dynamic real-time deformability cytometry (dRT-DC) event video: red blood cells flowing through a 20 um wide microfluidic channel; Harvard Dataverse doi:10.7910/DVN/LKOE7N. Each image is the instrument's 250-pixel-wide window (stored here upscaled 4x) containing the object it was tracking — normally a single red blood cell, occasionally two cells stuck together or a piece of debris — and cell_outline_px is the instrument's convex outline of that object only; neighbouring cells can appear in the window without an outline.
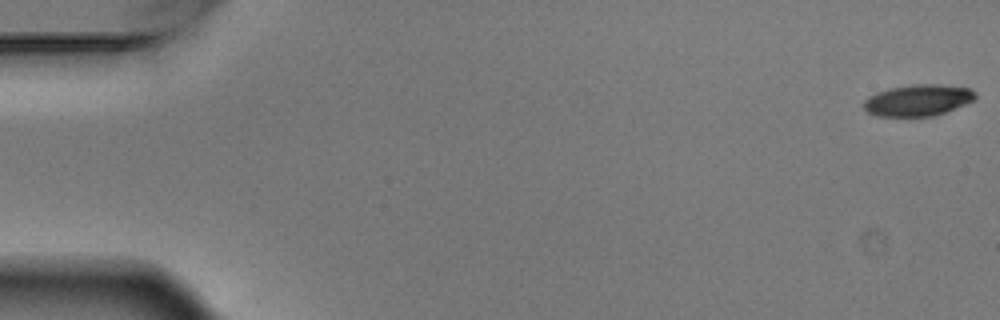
{"species": "Egyptian fruit bat (a non-hibernating species)", "species_latin": "Rousettus aegyptiacus", "temperature_condition": "warm", "stored_images_in_passage": 9, "camera_frame_rate_fps": 3000, "um_per_image_px": 0.085, "animal": {"sex": "male"}, "frame": {"image": 1, "passage_image": 1, "time_ms": 0.0, "image_size_px": [1000, 320], "cell_outline_px": [[976, 96], [972, 100], [964, 104], [944, 112], [932, 116], [876, 116], [868, 112], [864, 108], [864, 100], [868, 96], [876, 92], [888, 88], [912, 84], [940, 84], [968, 88], [976, 92]], "centroid_in_image_um": [77.98, 8.51], "position_along_channel_um": 7.0, "area_um2": 20.35}}
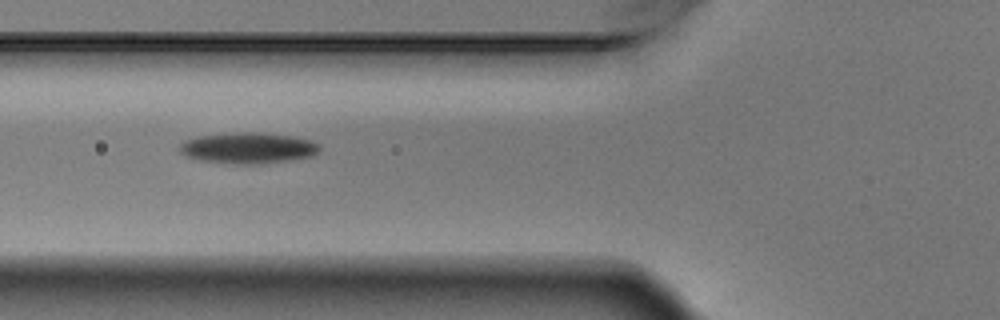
{"frame": {"image": 2, "passage_image": 6, "time_ms": 1.667, "image_size_px": [1000, 320], "cell_outline_px": [[320, 148], [312, 156], [288, 160], [260, 164], [236, 164], [204, 160], [188, 156], [180, 152], [180, 144], [184, 140], [196, 136], [244, 132], [260, 132], [292, 136], [312, 140], [320, 144]], "centroid_in_image_um": [21.12, 12.57], "position_along_channel_um": 104.7, "area_um2": 25.09}}
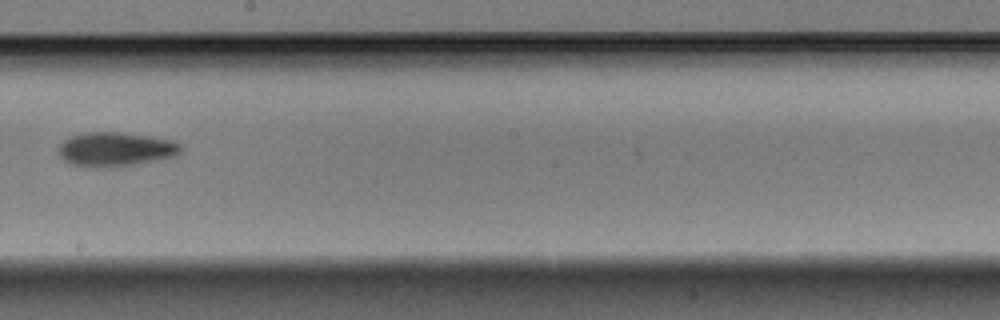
{"frame": {"image": 3, "passage_image": 9, "time_ms": 2.667, "image_size_px": [1000, 320], "cell_outline_px": [[184, 148], [176, 156], [120, 168], [96, 168], [72, 164], [64, 160], [60, 156], [56, 148], [64, 140], [72, 136], [88, 132], [116, 132], [152, 136], [172, 140], [180, 144]], "centroid_in_image_um": [9.84, 12.71], "position_along_channel_um": 238.4, "area_um2": 24.85}}